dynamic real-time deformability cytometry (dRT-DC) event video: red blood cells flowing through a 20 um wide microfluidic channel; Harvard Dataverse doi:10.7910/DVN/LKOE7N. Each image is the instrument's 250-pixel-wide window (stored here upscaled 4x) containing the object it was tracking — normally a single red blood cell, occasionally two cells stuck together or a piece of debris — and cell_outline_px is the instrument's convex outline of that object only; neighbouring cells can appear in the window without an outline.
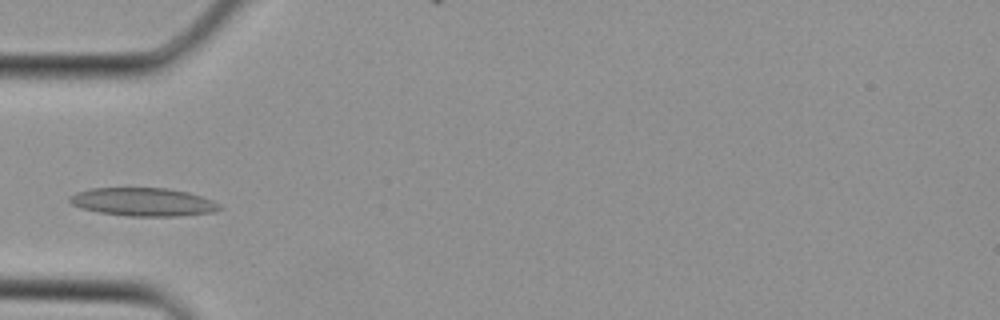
{"species": "Egyptian fruit bat (a non-hibernating species)", "species_latin": "Rousettus aegyptiacus", "temperature_condition": "cold", "stored_images_in_passage": 2, "camera_frame_rate_fps": 3000, "um_per_image_px": 0.085, "animal": {"sex": "female"}, "frame": {"image": 1, "passage_image": 2, "time_ms": 0.333, "image_size_px": [1000, 320], "cell_outline_px": [[224, 208], [216, 212], [176, 216], [128, 216], [100, 212], [80, 208], [72, 204], [68, 200], [68, 196], [76, 192], [92, 188], [168, 188], [188, 192], [212, 200], [220, 204]], "centroid_in_image_um": [12.18, 17.16], "position_along_channel_um": 72.8, "area_um2": 24.8}}